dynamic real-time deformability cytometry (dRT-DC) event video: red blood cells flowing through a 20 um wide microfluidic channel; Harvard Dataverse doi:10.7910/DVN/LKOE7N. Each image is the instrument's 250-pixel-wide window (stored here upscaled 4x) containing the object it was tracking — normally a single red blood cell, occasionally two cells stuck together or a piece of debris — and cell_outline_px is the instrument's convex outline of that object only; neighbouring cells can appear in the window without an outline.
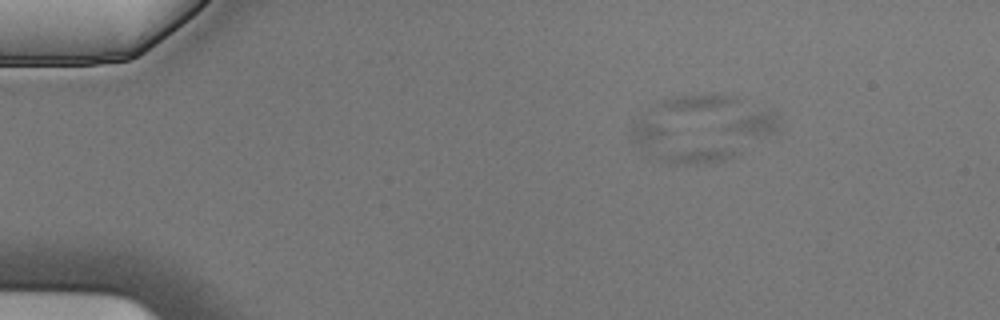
{"species": "Egyptian fruit bat (a non-hibernating species)", "species_latin": "Rousettus aegyptiacus", "temperature_condition": "cold", "stored_images_in_passage": 5, "camera_frame_rate_fps": 3000, "um_per_image_px": 0.085, "animal": {"sex": "male"}, "frame": {"image": 1, "passage_image": 3, "time_ms": 0.667, "image_size_px": [1000, 320], "cell_outline_px": [[740, 152], [736, 156], [724, 160], [708, 164], [676, 164], [640, 156], [632, 136], [632, 128], [636, 124], [644, 120]], "centroid_in_image_um": [57.51, 12.41], "position_along_channel_um": 27.5, "area_um2": 19.83}}